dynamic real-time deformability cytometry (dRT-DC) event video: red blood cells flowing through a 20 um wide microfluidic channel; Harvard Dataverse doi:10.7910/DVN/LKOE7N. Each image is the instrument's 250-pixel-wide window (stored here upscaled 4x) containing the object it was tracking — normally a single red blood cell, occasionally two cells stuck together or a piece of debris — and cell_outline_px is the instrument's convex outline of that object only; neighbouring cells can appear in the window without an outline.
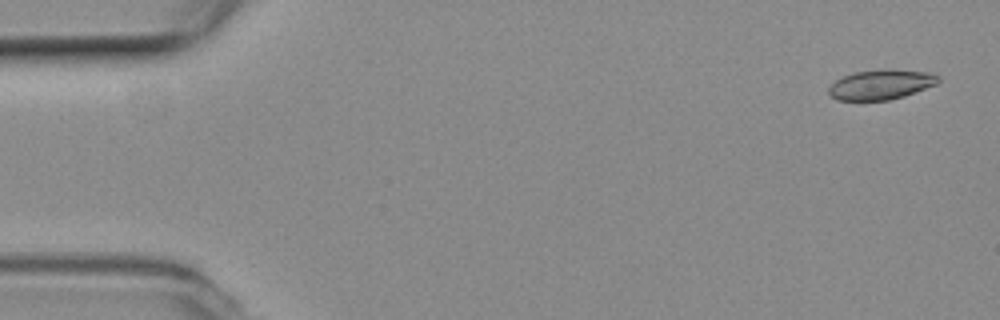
{"species": "common noctule bat (a hibernating species)", "species_latin": "Nyctalus noctula", "temperature_condition": "room temperature", "stored_images_in_passage": 57, "camera_frame_rate_fps": 3000, "um_per_image_px": 0.085, "animal": {"sex": "female", "body_mass_g": 19.3, "forearm_length_mm": 54.1}, "frame": {"image": 1, "passage_image": 3, "time_ms": 0.667, "image_size_px": [1000, 320], "cell_outline_px": [[940, 80], [936, 84], [904, 96], [888, 100], [836, 100], [828, 92], [828, 88], [836, 80], [852, 72], [928, 72], [940, 76]], "centroid_in_image_um": [74.84, 7.24], "position_along_channel_um": 10.2, "area_um2": 18.03}}
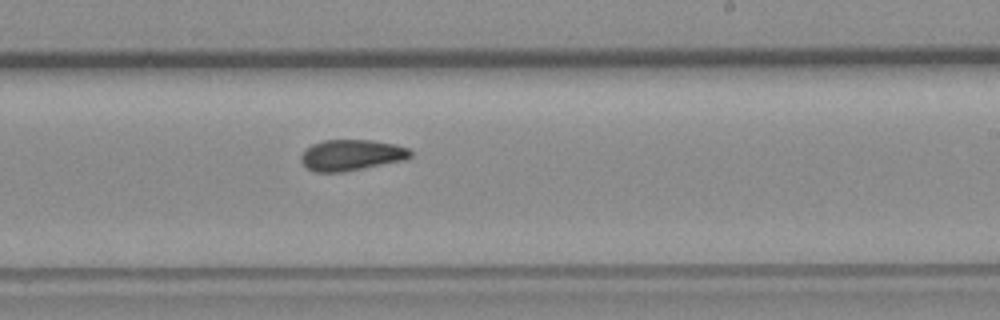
{"frame": {"image": 2, "passage_image": 34, "time_ms": 11.0, "image_size_px": [1000, 320], "cell_outline_px": [[412, 156], [404, 160], [344, 172], [316, 172], [308, 168], [300, 160], [300, 156], [312, 144], [324, 140], [372, 140], [396, 144], [408, 148], [412, 152]], "centroid_in_image_um": [29.89, 13.18], "position_along_channel_um": 259.1, "area_um2": 19.71}}
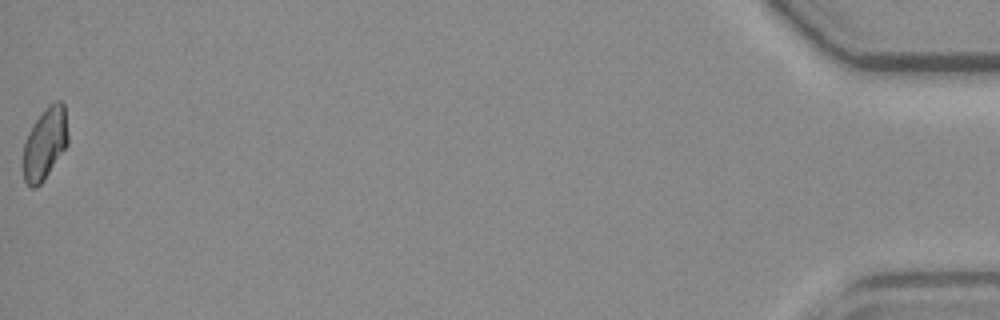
{"frame": {"image": 3, "passage_image": 57, "time_ms": 18.667, "image_size_px": [1000, 320], "cell_outline_px": [[68, 144], [44, 180], [36, 188], [32, 188], [24, 180], [24, 144], [28, 132], [32, 124], [48, 104], [56, 100], [60, 100], [64, 104], [68, 136]], "centroid_in_image_um": [3.83, 12.18], "position_along_channel_um": 431.4, "area_um2": 18.73}, "authors_computed_cell_mechanics": {"area_um2": 19.652, "velocity_mm_per_s": 3.6387, "shape_relaxation_time_tau1_ms": null, "shape_relaxation_time_tau2_ms": 5.8876, "deformation_change_tau1": null, "deformation_change_tau2": 0.0968}}